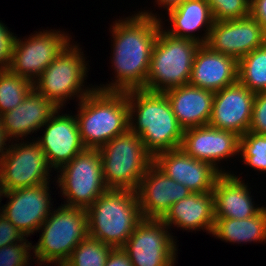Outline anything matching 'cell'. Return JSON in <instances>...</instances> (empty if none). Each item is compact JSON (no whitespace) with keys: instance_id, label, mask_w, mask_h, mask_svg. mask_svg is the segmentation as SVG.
Listing matches in <instances>:
<instances>
[{"instance_id":"16","label":"cell","mask_w":266,"mask_h":266,"mask_svg":"<svg viewBox=\"0 0 266 266\" xmlns=\"http://www.w3.org/2000/svg\"><path fill=\"white\" fill-rule=\"evenodd\" d=\"M153 164L166 176L183 184L193 193L213 191L218 177L222 174L211 163L189 156L181 147L159 153Z\"/></svg>"},{"instance_id":"38","label":"cell","mask_w":266,"mask_h":266,"mask_svg":"<svg viewBox=\"0 0 266 266\" xmlns=\"http://www.w3.org/2000/svg\"><path fill=\"white\" fill-rule=\"evenodd\" d=\"M186 0H155V3L162 9L169 10L176 8L180 4L184 3Z\"/></svg>"},{"instance_id":"26","label":"cell","mask_w":266,"mask_h":266,"mask_svg":"<svg viewBox=\"0 0 266 266\" xmlns=\"http://www.w3.org/2000/svg\"><path fill=\"white\" fill-rule=\"evenodd\" d=\"M211 235L233 245L266 243V206L246 219H215Z\"/></svg>"},{"instance_id":"20","label":"cell","mask_w":266,"mask_h":266,"mask_svg":"<svg viewBox=\"0 0 266 266\" xmlns=\"http://www.w3.org/2000/svg\"><path fill=\"white\" fill-rule=\"evenodd\" d=\"M58 110V107L34 87L25 96L23 102L0 116L1 128L6 139L11 142L26 140V137L40 130Z\"/></svg>"},{"instance_id":"10","label":"cell","mask_w":266,"mask_h":266,"mask_svg":"<svg viewBox=\"0 0 266 266\" xmlns=\"http://www.w3.org/2000/svg\"><path fill=\"white\" fill-rule=\"evenodd\" d=\"M51 170L46 155L36 140L8 142L6 153L0 162L1 185L4 191H12L50 183Z\"/></svg>"},{"instance_id":"18","label":"cell","mask_w":266,"mask_h":266,"mask_svg":"<svg viewBox=\"0 0 266 266\" xmlns=\"http://www.w3.org/2000/svg\"><path fill=\"white\" fill-rule=\"evenodd\" d=\"M240 136L232 131L210 125L185 129L181 148L191 157L211 163L221 173H231L219 167L223 159L239 155Z\"/></svg>"},{"instance_id":"27","label":"cell","mask_w":266,"mask_h":266,"mask_svg":"<svg viewBox=\"0 0 266 266\" xmlns=\"http://www.w3.org/2000/svg\"><path fill=\"white\" fill-rule=\"evenodd\" d=\"M238 81L254 93L266 92V44L238 61Z\"/></svg>"},{"instance_id":"39","label":"cell","mask_w":266,"mask_h":266,"mask_svg":"<svg viewBox=\"0 0 266 266\" xmlns=\"http://www.w3.org/2000/svg\"><path fill=\"white\" fill-rule=\"evenodd\" d=\"M7 142H9V141L6 139V137L4 135V132H3L2 128H1V123H0V162H1L2 157L6 153V150H7V147H8Z\"/></svg>"},{"instance_id":"7","label":"cell","mask_w":266,"mask_h":266,"mask_svg":"<svg viewBox=\"0 0 266 266\" xmlns=\"http://www.w3.org/2000/svg\"><path fill=\"white\" fill-rule=\"evenodd\" d=\"M86 58L79 44L70 42L46 67L33 87L61 109L67 100L76 97L80 101L96 89L95 85H84L89 70Z\"/></svg>"},{"instance_id":"23","label":"cell","mask_w":266,"mask_h":266,"mask_svg":"<svg viewBox=\"0 0 266 266\" xmlns=\"http://www.w3.org/2000/svg\"><path fill=\"white\" fill-rule=\"evenodd\" d=\"M179 125L185 130L208 125L215 93L190 84L164 92Z\"/></svg>"},{"instance_id":"4","label":"cell","mask_w":266,"mask_h":266,"mask_svg":"<svg viewBox=\"0 0 266 266\" xmlns=\"http://www.w3.org/2000/svg\"><path fill=\"white\" fill-rule=\"evenodd\" d=\"M88 236L123 247L143 219L136 191L108 188L87 209Z\"/></svg>"},{"instance_id":"9","label":"cell","mask_w":266,"mask_h":266,"mask_svg":"<svg viewBox=\"0 0 266 266\" xmlns=\"http://www.w3.org/2000/svg\"><path fill=\"white\" fill-rule=\"evenodd\" d=\"M55 178L63 205L88 209L108 189L103 177L99 149L86 148L57 170Z\"/></svg>"},{"instance_id":"35","label":"cell","mask_w":266,"mask_h":266,"mask_svg":"<svg viewBox=\"0 0 266 266\" xmlns=\"http://www.w3.org/2000/svg\"><path fill=\"white\" fill-rule=\"evenodd\" d=\"M25 236L0 212V248L22 241Z\"/></svg>"},{"instance_id":"15","label":"cell","mask_w":266,"mask_h":266,"mask_svg":"<svg viewBox=\"0 0 266 266\" xmlns=\"http://www.w3.org/2000/svg\"><path fill=\"white\" fill-rule=\"evenodd\" d=\"M60 108L42 126L43 136L35 140L46 155L48 164L57 171L86 149L83 145L77 118L64 114ZM61 114V115H60Z\"/></svg>"},{"instance_id":"8","label":"cell","mask_w":266,"mask_h":266,"mask_svg":"<svg viewBox=\"0 0 266 266\" xmlns=\"http://www.w3.org/2000/svg\"><path fill=\"white\" fill-rule=\"evenodd\" d=\"M103 177L108 188L136 191L153 164L139 136L128 129L99 148Z\"/></svg>"},{"instance_id":"17","label":"cell","mask_w":266,"mask_h":266,"mask_svg":"<svg viewBox=\"0 0 266 266\" xmlns=\"http://www.w3.org/2000/svg\"><path fill=\"white\" fill-rule=\"evenodd\" d=\"M255 95L239 81L215 92L208 125L241 137L249 131Z\"/></svg>"},{"instance_id":"36","label":"cell","mask_w":266,"mask_h":266,"mask_svg":"<svg viewBox=\"0 0 266 266\" xmlns=\"http://www.w3.org/2000/svg\"><path fill=\"white\" fill-rule=\"evenodd\" d=\"M104 266H133L127 252L122 248H112Z\"/></svg>"},{"instance_id":"32","label":"cell","mask_w":266,"mask_h":266,"mask_svg":"<svg viewBox=\"0 0 266 266\" xmlns=\"http://www.w3.org/2000/svg\"><path fill=\"white\" fill-rule=\"evenodd\" d=\"M32 246V243L25 237L18 243L0 248V266H30V260L34 261L31 257L33 256Z\"/></svg>"},{"instance_id":"11","label":"cell","mask_w":266,"mask_h":266,"mask_svg":"<svg viewBox=\"0 0 266 266\" xmlns=\"http://www.w3.org/2000/svg\"><path fill=\"white\" fill-rule=\"evenodd\" d=\"M31 35V36H30ZM28 39L15 36L8 69L34 83L46 67L71 42V35L60 30H44ZM70 35V36H69Z\"/></svg>"},{"instance_id":"3","label":"cell","mask_w":266,"mask_h":266,"mask_svg":"<svg viewBox=\"0 0 266 266\" xmlns=\"http://www.w3.org/2000/svg\"><path fill=\"white\" fill-rule=\"evenodd\" d=\"M77 104L75 116L86 148L99 149L129 129L126 92L95 89Z\"/></svg>"},{"instance_id":"19","label":"cell","mask_w":266,"mask_h":266,"mask_svg":"<svg viewBox=\"0 0 266 266\" xmlns=\"http://www.w3.org/2000/svg\"><path fill=\"white\" fill-rule=\"evenodd\" d=\"M193 193L183 184L166 176L152 164L136 189L144 219H162L174 203Z\"/></svg>"},{"instance_id":"6","label":"cell","mask_w":266,"mask_h":266,"mask_svg":"<svg viewBox=\"0 0 266 266\" xmlns=\"http://www.w3.org/2000/svg\"><path fill=\"white\" fill-rule=\"evenodd\" d=\"M161 28L154 43L149 71L143 90L164 93L169 89L189 84L195 53L201 44L176 38Z\"/></svg>"},{"instance_id":"5","label":"cell","mask_w":266,"mask_h":266,"mask_svg":"<svg viewBox=\"0 0 266 266\" xmlns=\"http://www.w3.org/2000/svg\"><path fill=\"white\" fill-rule=\"evenodd\" d=\"M53 210L39 228L40 239L32 246L34 260L40 266L64 264L73 249L88 236L86 209L61 203Z\"/></svg>"},{"instance_id":"37","label":"cell","mask_w":266,"mask_h":266,"mask_svg":"<svg viewBox=\"0 0 266 266\" xmlns=\"http://www.w3.org/2000/svg\"><path fill=\"white\" fill-rule=\"evenodd\" d=\"M250 15L261 24L266 37V0H251Z\"/></svg>"},{"instance_id":"40","label":"cell","mask_w":266,"mask_h":266,"mask_svg":"<svg viewBox=\"0 0 266 266\" xmlns=\"http://www.w3.org/2000/svg\"><path fill=\"white\" fill-rule=\"evenodd\" d=\"M4 193H5V191H4V189H3V187H2V185H1V181H0V204H1V201H2V198L4 197ZM1 205H0V212H1Z\"/></svg>"},{"instance_id":"22","label":"cell","mask_w":266,"mask_h":266,"mask_svg":"<svg viewBox=\"0 0 266 266\" xmlns=\"http://www.w3.org/2000/svg\"><path fill=\"white\" fill-rule=\"evenodd\" d=\"M238 81V61L212 51L206 44L197 49L189 84L211 92H218Z\"/></svg>"},{"instance_id":"13","label":"cell","mask_w":266,"mask_h":266,"mask_svg":"<svg viewBox=\"0 0 266 266\" xmlns=\"http://www.w3.org/2000/svg\"><path fill=\"white\" fill-rule=\"evenodd\" d=\"M49 185L44 183L4 193L9 200L2 206L1 213L27 238L39 232L54 208Z\"/></svg>"},{"instance_id":"33","label":"cell","mask_w":266,"mask_h":266,"mask_svg":"<svg viewBox=\"0 0 266 266\" xmlns=\"http://www.w3.org/2000/svg\"><path fill=\"white\" fill-rule=\"evenodd\" d=\"M249 131L258 134L266 133V92L255 95Z\"/></svg>"},{"instance_id":"14","label":"cell","mask_w":266,"mask_h":266,"mask_svg":"<svg viewBox=\"0 0 266 266\" xmlns=\"http://www.w3.org/2000/svg\"><path fill=\"white\" fill-rule=\"evenodd\" d=\"M266 44L261 24L251 15L234 20L214 21L206 45L214 52L239 61Z\"/></svg>"},{"instance_id":"21","label":"cell","mask_w":266,"mask_h":266,"mask_svg":"<svg viewBox=\"0 0 266 266\" xmlns=\"http://www.w3.org/2000/svg\"><path fill=\"white\" fill-rule=\"evenodd\" d=\"M250 189L233 171L222 173L212 191L215 219H246L257 215L264 206L255 205Z\"/></svg>"},{"instance_id":"2","label":"cell","mask_w":266,"mask_h":266,"mask_svg":"<svg viewBox=\"0 0 266 266\" xmlns=\"http://www.w3.org/2000/svg\"><path fill=\"white\" fill-rule=\"evenodd\" d=\"M126 93L129 129L139 136L146 151L154 158L159 153L180 148L184 129L179 125L167 96L143 89Z\"/></svg>"},{"instance_id":"25","label":"cell","mask_w":266,"mask_h":266,"mask_svg":"<svg viewBox=\"0 0 266 266\" xmlns=\"http://www.w3.org/2000/svg\"><path fill=\"white\" fill-rule=\"evenodd\" d=\"M170 29L165 30L169 35L176 38L193 40L201 45L207 43L210 30L214 24V18L207 0H186L176 8L168 11ZM205 33L195 35L202 30Z\"/></svg>"},{"instance_id":"30","label":"cell","mask_w":266,"mask_h":266,"mask_svg":"<svg viewBox=\"0 0 266 266\" xmlns=\"http://www.w3.org/2000/svg\"><path fill=\"white\" fill-rule=\"evenodd\" d=\"M241 162L251 169L266 172V133L248 131L239 138Z\"/></svg>"},{"instance_id":"12","label":"cell","mask_w":266,"mask_h":266,"mask_svg":"<svg viewBox=\"0 0 266 266\" xmlns=\"http://www.w3.org/2000/svg\"><path fill=\"white\" fill-rule=\"evenodd\" d=\"M169 231L161 219L143 218L122 247L132 265L175 266L178 246Z\"/></svg>"},{"instance_id":"31","label":"cell","mask_w":266,"mask_h":266,"mask_svg":"<svg viewBox=\"0 0 266 266\" xmlns=\"http://www.w3.org/2000/svg\"><path fill=\"white\" fill-rule=\"evenodd\" d=\"M251 0H207L214 21L234 20L250 15Z\"/></svg>"},{"instance_id":"24","label":"cell","mask_w":266,"mask_h":266,"mask_svg":"<svg viewBox=\"0 0 266 266\" xmlns=\"http://www.w3.org/2000/svg\"><path fill=\"white\" fill-rule=\"evenodd\" d=\"M161 220L169 229L177 227L188 232L205 230L210 235L215 221L212 191L191 193L174 203Z\"/></svg>"},{"instance_id":"28","label":"cell","mask_w":266,"mask_h":266,"mask_svg":"<svg viewBox=\"0 0 266 266\" xmlns=\"http://www.w3.org/2000/svg\"><path fill=\"white\" fill-rule=\"evenodd\" d=\"M33 83L9 69L0 70V116L19 106Z\"/></svg>"},{"instance_id":"29","label":"cell","mask_w":266,"mask_h":266,"mask_svg":"<svg viewBox=\"0 0 266 266\" xmlns=\"http://www.w3.org/2000/svg\"><path fill=\"white\" fill-rule=\"evenodd\" d=\"M112 246L87 236L72 251L65 266H104Z\"/></svg>"},{"instance_id":"1","label":"cell","mask_w":266,"mask_h":266,"mask_svg":"<svg viewBox=\"0 0 266 266\" xmlns=\"http://www.w3.org/2000/svg\"><path fill=\"white\" fill-rule=\"evenodd\" d=\"M159 19V14L143 10L110 25L115 79L96 89L126 92L145 88L153 46L162 27Z\"/></svg>"},{"instance_id":"34","label":"cell","mask_w":266,"mask_h":266,"mask_svg":"<svg viewBox=\"0 0 266 266\" xmlns=\"http://www.w3.org/2000/svg\"><path fill=\"white\" fill-rule=\"evenodd\" d=\"M15 35L0 21V70L8 69Z\"/></svg>"}]
</instances>
